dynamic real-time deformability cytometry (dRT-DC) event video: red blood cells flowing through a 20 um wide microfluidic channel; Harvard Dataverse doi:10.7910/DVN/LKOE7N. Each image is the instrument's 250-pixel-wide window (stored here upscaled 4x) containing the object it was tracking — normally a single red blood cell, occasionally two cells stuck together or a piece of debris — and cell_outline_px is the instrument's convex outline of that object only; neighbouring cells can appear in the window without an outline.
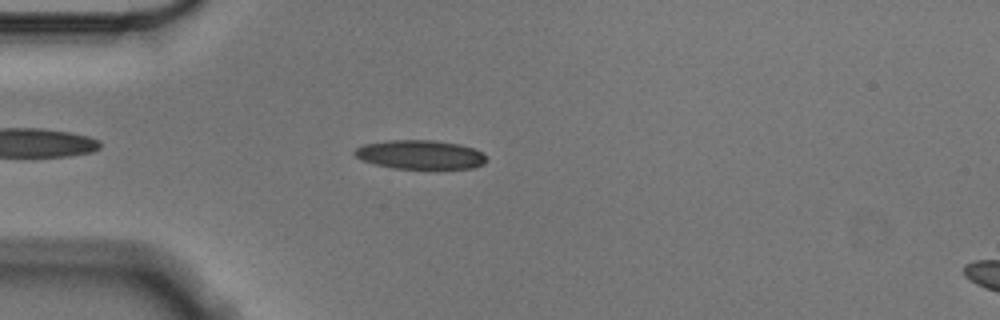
{"species": "Egyptian fruit bat (a non-hibernating species)", "species_latin": "Rousettus aegyptiacus", "temperature_condition": "cold", "stored_images_in_passage": 49, "camera_frame_rate_fps": 3000, "um_per_image_px": 0.085, "animal": {"sex": "male"}, "frame": {"image": 1, "passage_image": 8, "time_ms": 2.333, "image_size_px": [1000, 320], "cell_outline_px": [[488, 160], [484, 164], [472, 168], [392, 168], [372, 164], [360, 160], [352, 152], [356, 148], [364, 144], [388, 140], [436, 140], [460, 144], [476, 148]], "centroid_in_image_um": [35.69, 13.13], "position_along_channel_um": 49.3, "area_um2": 22.43}}
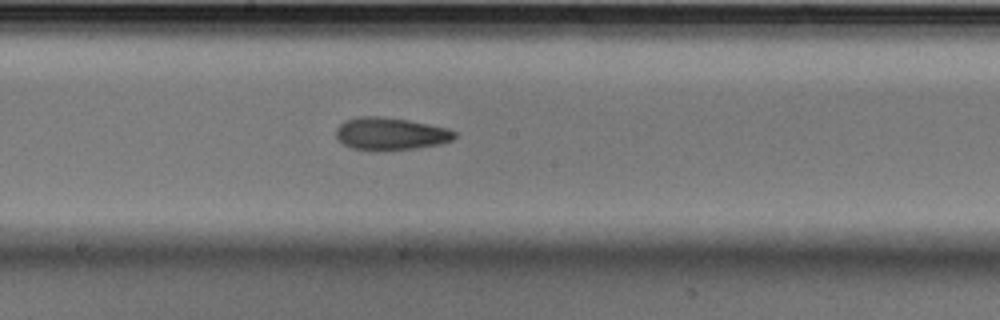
{"frame": {"image": 2, "passage_image": 23, "time_ms": 7.333, "image_size_px": [1000, 320], "cell_outline_px": [[456, 136], [452, 140], [440, 144], [416, 148], [384, 152], [372, 152], [352, 148], [344, 144], [336, 136], [336, 128], [344, 120], [360, 116], [380, 116], [408, 120], [448, 128], [456, 132]], "centroid_in_image_um": [33.17, 11.39], "position_along_channel_um": 215.0, "area_um2": 22.89}}
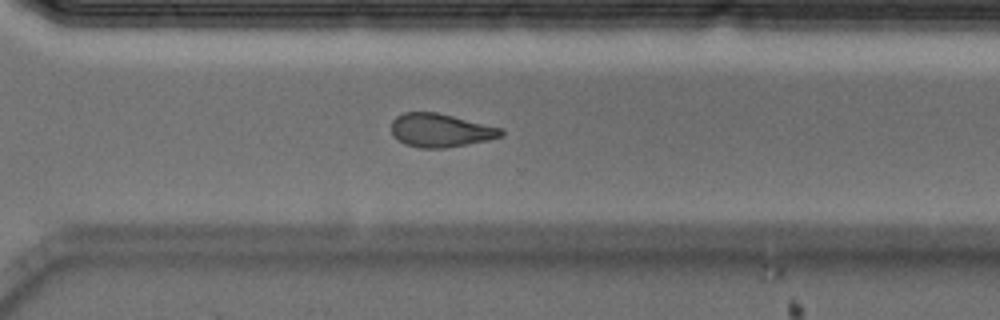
{"frame": {"image": 3, "passage_image": 33, "time_ms": 10.667, "image_size_px": [1000, 320], "cell_outline_px": [[504, 136], [488, 140], [444, 148], [420, 148], [404, 144], [392, 136], [392, 120], [396, 116], [404, 112], [436, 112], [504, 128]], "centroid_in_image_um": [37.45, 11.08], "position_along_channel_um": 333.2, "area_um2": 21.56}, "authors_computed_cell_mechanics": {"area_um2": 21.964, "velocity_mm_per_s": 3.5634, "shape_relaxation_time_tau1_ms": null, "shape_relaxation_time_tau2_ms": 4.2555, "deformation_change_tau1": null, "deformation_change_tau2": 0.1229}}